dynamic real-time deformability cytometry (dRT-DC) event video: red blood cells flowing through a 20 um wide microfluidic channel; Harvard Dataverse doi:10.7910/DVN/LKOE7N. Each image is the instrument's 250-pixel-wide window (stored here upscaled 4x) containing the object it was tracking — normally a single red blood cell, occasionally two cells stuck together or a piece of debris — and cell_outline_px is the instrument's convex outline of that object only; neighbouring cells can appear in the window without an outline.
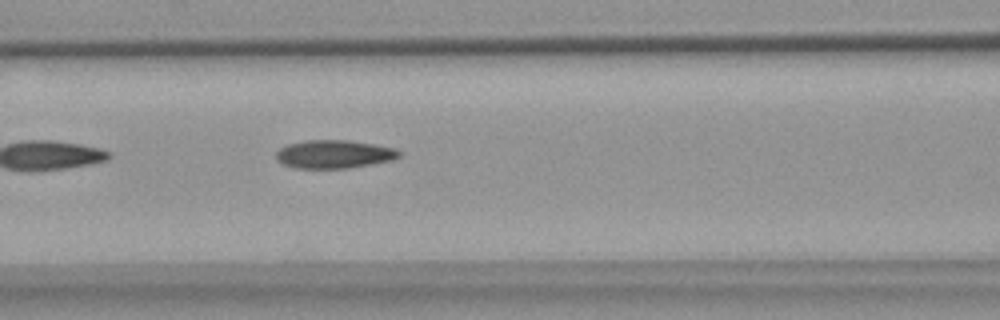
{"species": "common noctule bat (a hibernating species)", "species_latin": "Nyctalus noctula", "temperature_condition": "warm", "stored_images_in_passage": 4, "camera_frame_rate_fps": 3000, "um_per_image_px": 0.085, "animal": {"sex": "female", "body_mass_g": 18.4}, "frame": {"image": 1, "passage_image": 4, "time_ms": 3.333, "image_size_px": [1000, 320], "cell_outline_px": [[400, 156], [392, 160], [372, 164], [348, 168], [296, 168], [284, 164], [276, 160], [276, 152], [280, 148], [288, 144], [308, 140], [348, 140], [376, 144], [396, 148], [400, 152]], "centroid_in_image_um": [28.41, 13.1], "position_along_channel_um": 138.2, "area_um2": 20.29}}